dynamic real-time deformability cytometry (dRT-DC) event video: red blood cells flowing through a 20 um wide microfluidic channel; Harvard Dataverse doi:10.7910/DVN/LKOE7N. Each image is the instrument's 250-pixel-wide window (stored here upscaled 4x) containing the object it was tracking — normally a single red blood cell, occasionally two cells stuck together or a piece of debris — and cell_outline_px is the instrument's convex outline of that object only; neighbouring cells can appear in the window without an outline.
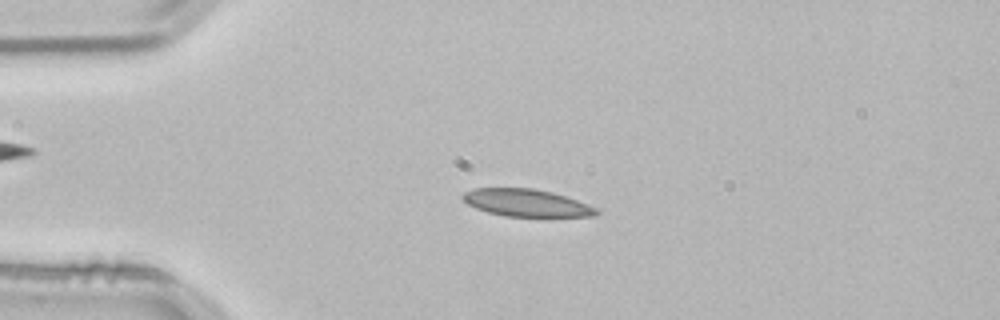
{"species": "common noctule bat (a hibernating species)", "species_latin": "Nyctalus noctula", "temperature_condition": "room temperature", "stored_images_in_passage": 53, "camera_frame_rate_fps": 3000, "um_per_image_px": 0.085, "animal": {"sex": "male", "body_mass_g": 21.5, "forearm_length_mm": 52.0}, "frame": {"image": 1, "passage_image": 12, "time_ms": 3.667, "image_size_px": [1000, 320], "cell_outline_px": [[600, 212], [596, 216], [504, 216], [488, 212], [476, 208], [468, 204], [460, 196], [464, 192], [472, 188], [532, 188], [552, 192], [576, 200], [596, 208]], "centroid_in_image_um": [44.71, 17.23], "position_along_channel_um": 40.3, "area_um2": 21.1}}
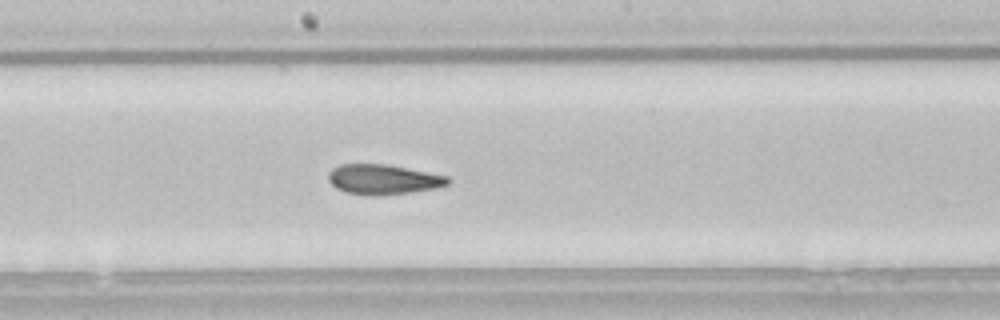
{"frame": {"image": 2, "passage_image": 28, "time_ms": 9.0, "image_size_px": [1000, 320], "cell_outline_px": [[452, 180], [448, 184], [436, 188], [380, 196], [376, 196], [344, 192], [336, 188], [328, 180], [328, 172], [332, 168], [340, 164], [384, 164], [448, 176]], "centroid_in_image_um": [32.54, 15.25], "position_along_channel_um": 215.7, "area_um2": 20.81}}
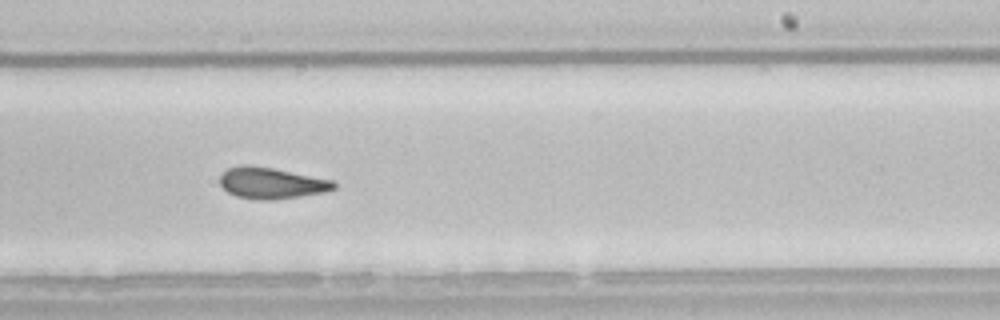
{"frame": {"image": 3, "passage_image": 32, "time_ms": 10.333, "image_size_px": [1000, 320], "cell_outline_px": [[336, 188], [324, 192], [276, 200], [256, 200], [236, 196], [228, 192], [220, 184], [220, 176], [228, 168], [244, 164], [248, 164], [272, 168], [332, 180], [336, 184]], "centroid_in_image_um": [23.05, 15.57], "position_along_channel_um": 266.0, "area_um2": 20.69}, "authors_computed_cell_mechanics": {"area_um2": 21.2126, "velocity_mm_per_s": 3.7953, "shape_relaxation_time_tau1_ms": null, "shape_relaxation_time_tau2_ms": 2.8975, "deformation_change_tau1": null, "deformation_change_tau2": 0.0929}}